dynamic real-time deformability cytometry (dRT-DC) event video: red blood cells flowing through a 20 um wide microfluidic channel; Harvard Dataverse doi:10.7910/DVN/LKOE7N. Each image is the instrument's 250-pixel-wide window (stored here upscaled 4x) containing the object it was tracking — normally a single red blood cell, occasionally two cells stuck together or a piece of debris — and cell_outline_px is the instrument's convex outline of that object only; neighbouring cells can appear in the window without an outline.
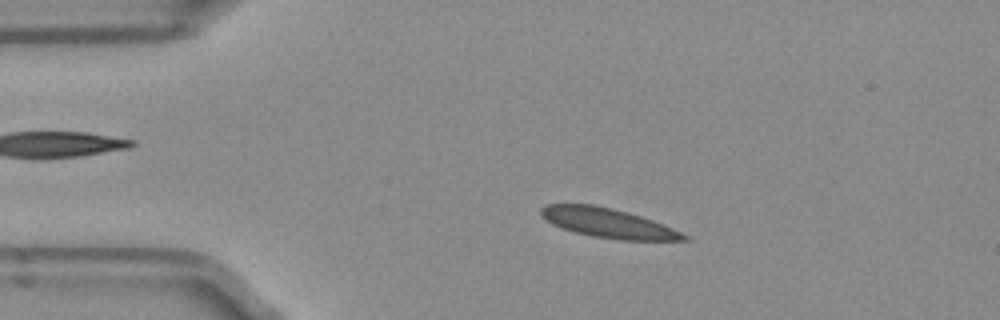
{"species": "Egyptian fruit bat (a non-hibernating species)", "species_latin": "Rousettus aegyptiacus", "temperature_condition": "room temperature", "stored_images_in_passage": 50, "camera_frame_rate_fps": 3000, "um_per_image_px": 0.085, "frame": {"image": 1, "passage_image": 9, "time_ms": 2.667, "image_size_px": [1000, 320], "cell_outline_px": [[688, 240], [620, 240], [592, 236], [572, 232], [552, 224], [540, 212], [540, 208], [548, 204], [592, 204], [628, 212], [664, 224], [688, 236]], "centroid_in_image_um": [51.68, 18.96], "position_along_channel_um": 33.3, "area_um2": 24.28}}
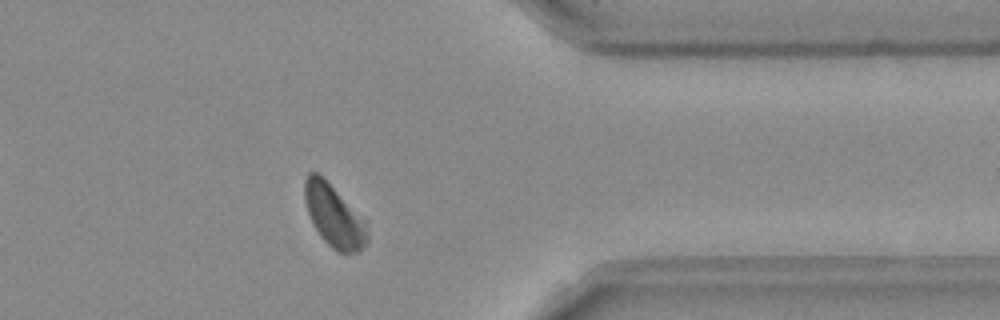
{"frame": {"image": 2, "passage_image": 40, "time_ms": 13.0, "image_size_px": [1000, 320], "cell_outline_px": [[368, 240], [360, 252], [340, 252], [332, 248], [320, 236], [308, 212], [304, 200], [304, 180], [308, 172], [316, 172], [368, 220]], "centroid_in_image_um": [28.43, 18.36], "position_along_channel_um": 383.0, "area_um2": 22.77}}
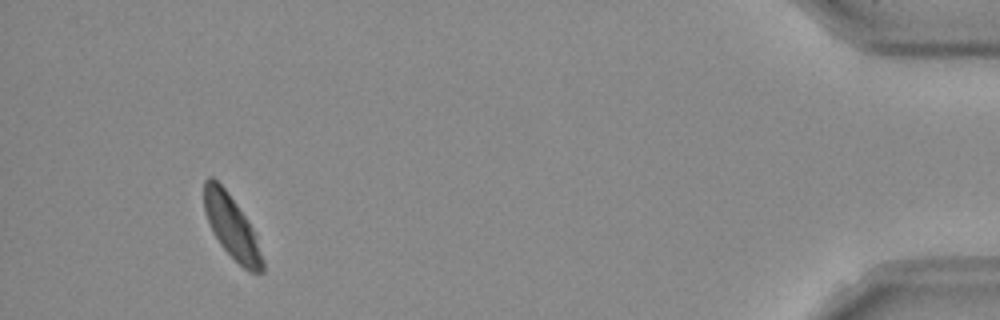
{"frame": {"image": 3, "passage_image": 47, "time_ms": 15.333, "image_size_px": [1000, 320], "cell_outline_px": [[264, 272], [248, 272], [220, 244], [212, 232], [204, 212], [204, 180], [208, 176], [212, 176], [224, 188], [248, 220], [256, 232], [264, 260]], "centroid_in_image_um": [19.71, 19.29], "position_along_channel_um": 415.5, "area_um2": 21.56}, "authors_computed_cell_mechanics": {"area_um2": 24.0737, "velocity_mm_per_s": 3.914, "shape_relaxation_time_tau1_ms": 4.9869, "shape_relaxation_time_tau2_ms": null, "deformation_change_tau1": 0.1208, "deformation_change_tau2": null}}